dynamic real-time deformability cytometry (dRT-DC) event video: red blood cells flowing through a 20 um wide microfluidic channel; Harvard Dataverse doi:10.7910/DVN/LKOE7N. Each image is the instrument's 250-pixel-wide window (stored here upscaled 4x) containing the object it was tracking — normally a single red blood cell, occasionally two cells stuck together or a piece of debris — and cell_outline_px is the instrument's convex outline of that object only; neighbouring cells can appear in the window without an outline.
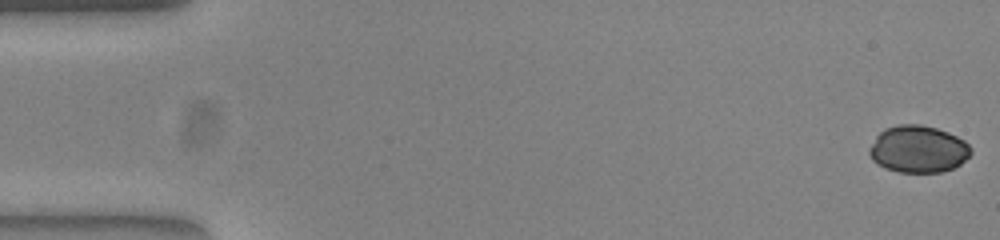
{"species": "common noctule bat (a hibernating species)", "species_latin": "Nyctalus noctula", "temperature_condition": "warm", "stored_images_in_passage": 50, "camera_frame_rate_fps": 3000, "um_per_image_px": 0.085, "animal": {"sex": "female", "body_mass_g": 23.0, "forearm_length_mm": 53.4}, "frame": {"image": 1, "passage_image": 1, "time_ms": 0.0, "image_size_px": [1000, 240], "cell_outline_px": [[972, 152], [960, 164], [952, 168], [940, 172], [900, 172], [884, 168], [872, 160], [868, 152], [868, 148], [876, 136], [884, 128], [900, 124], [920, 124], [936, 128], [948, 132], [964, 140], [972, 148]], "centroid_in_image_um": [78.02, 12.67], "position_along_channel_um": 7.0, "area_um2": 27.92}}
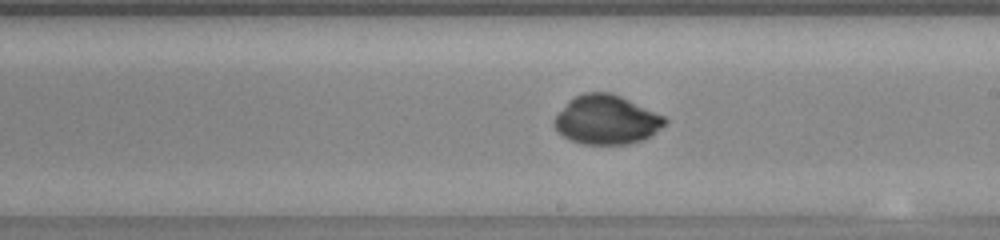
{"frame": {"image": 2, "passage_image": 30, "time_ms": 9.667, "image_size_px": [1000, 240], "cell_outline_px": [[668, 120], [660, 128], [644, 140], [628, 144], [584, 144], [568, 140], [556, 128], [556, 116], [568, 100], [584, 92], [608, 92], [620, 96], [664, 116]], "centroid_in_image_um": [51.55, 10.19], "position_along_channel_um": 237.4, "area_um2": 31.21}}
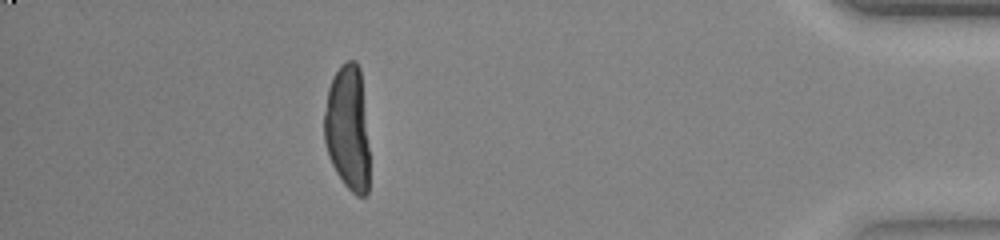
{"frame": {"image": 3, "passage_image": 47, "time_ms": 15.333, "image_size_px": [1000, 240], "cell_outline_px": [[368, 192], [364, 196], [356, 196], [344, 184], [336, 172], [328, 156], [324, 140], [324, 112], [328, 88], [332, 76], [340, 64], [348, 60], [356, 60], [360, 68], [368, 148]], "centroid_in_image_um": [29.53, 10.87], "position_along_channel_um": 405.7, "area_um2": 33.0}}